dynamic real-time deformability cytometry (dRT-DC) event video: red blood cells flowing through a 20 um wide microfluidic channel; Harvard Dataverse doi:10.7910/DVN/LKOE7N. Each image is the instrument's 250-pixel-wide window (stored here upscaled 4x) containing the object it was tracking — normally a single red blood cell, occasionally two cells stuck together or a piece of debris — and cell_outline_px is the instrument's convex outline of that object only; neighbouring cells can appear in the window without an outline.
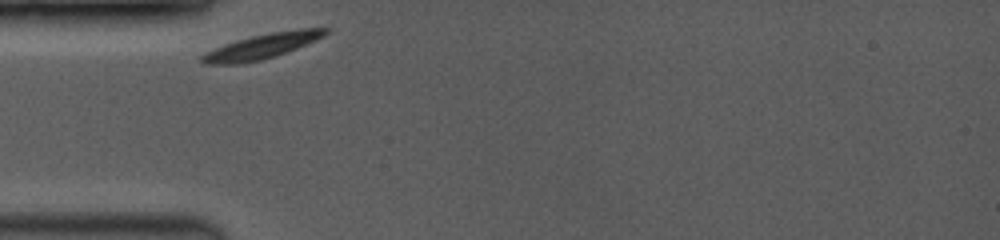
{"species": "common noctule bat (a hibernating species)", "species_latin": "Nyctalus noctula", "temperature_condition": "room temperature", "stored_images_in_passage": 7, "camera_frame_rate_fps": 3500, "um_per_image_px": 0.085, "animal": {"sex": "female", "body_mass_g": 19.0, "forearm_length_mm": 53.3}, "frame": {"image": 1, "passage_image": 1, "time_ms": 0.0, "image_size_px": [1000, 240], "cell_outline_px": [[328, 32], [324, 36], [316, 40], [276, 56], [260, 60], [240, 64], [204, 64], [200, 60], [200, 56], [216, 48], [252, 36], [272, 32], [300, 28], [328, 28]], "centroid_in_image_um": [22.31, 3.93], "position_along_channel_um": 62.7, "area_um2": 17.57}}
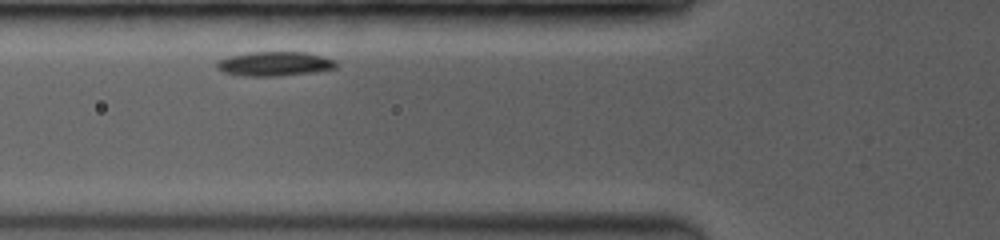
{"frame": {"image": 2, "passage_image": 3, "time_ms": 1.143, "image_size_px": [1000, 240], "cell_outline_px": [[336, 68], [316, 72], [280, 76], [244, 76], [224, 72], [216, 68], [216, 64], [220, 60], [232, 56], [252, 52], [308, 52], [336, 60]], "centroid_in_image_um": [23.39, 5.43], "position_along_channel_um": 102.4, "area_um2": 16.88}}
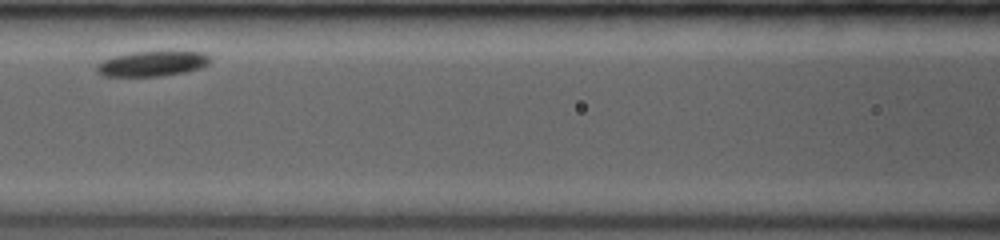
{"frame": {"image": 3, "passage_image": 6, "time_ms": 2.571, "image_size_px": [1000, 240], "cell_outline_px": [[212, 60], [208, 64], [200, 68], [184, 72], [160, 76], [104, 76], [96, 72], [96, 64], [112, 56], [132, 52], [204, 52]], "centroid_in_image_um": [12.91, 5.42], "position_along_channel_um": 153.7, "area_um2": 16.53}}